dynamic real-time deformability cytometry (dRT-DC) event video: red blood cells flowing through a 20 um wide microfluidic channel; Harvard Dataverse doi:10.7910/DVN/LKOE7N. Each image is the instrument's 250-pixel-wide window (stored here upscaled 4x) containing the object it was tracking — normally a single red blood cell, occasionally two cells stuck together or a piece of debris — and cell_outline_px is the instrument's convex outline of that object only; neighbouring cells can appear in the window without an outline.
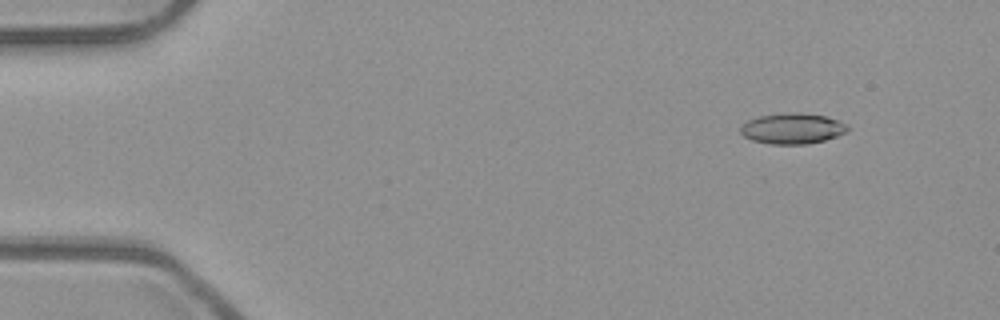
{"species": "common noctule bat (a hibernating species)", "species_latin": "Nyctalus noctula", "temperature_condition": "room temperature", "stored_images_in_passage": 4, "camera_frame_rate_fps": 3000, "um_per_image_px": 0.085, "animal": {"sex": "male", "body_mass_g": 23.1, "forearm_length_mm": 52.7}, "frame": {"image": 1, "passage_image": 2, "time_ms": 0.333, "image_size_px": [1000, 320], "cell_outline_px": [[848, 128], [844, 132], [836, 136], [824, 140], [804, 144], [768, 144], [752, 140], [744, 136], [740, 132], [740, 128], [748, 120], [760, 116], [788, 112], [796, 112], [824, 116], [836, 120], [844, 124]], "centroid_in_image_um": [67.29, 10.93], "position_along_channel_um": 17.7, "area_um2": 18.79}}